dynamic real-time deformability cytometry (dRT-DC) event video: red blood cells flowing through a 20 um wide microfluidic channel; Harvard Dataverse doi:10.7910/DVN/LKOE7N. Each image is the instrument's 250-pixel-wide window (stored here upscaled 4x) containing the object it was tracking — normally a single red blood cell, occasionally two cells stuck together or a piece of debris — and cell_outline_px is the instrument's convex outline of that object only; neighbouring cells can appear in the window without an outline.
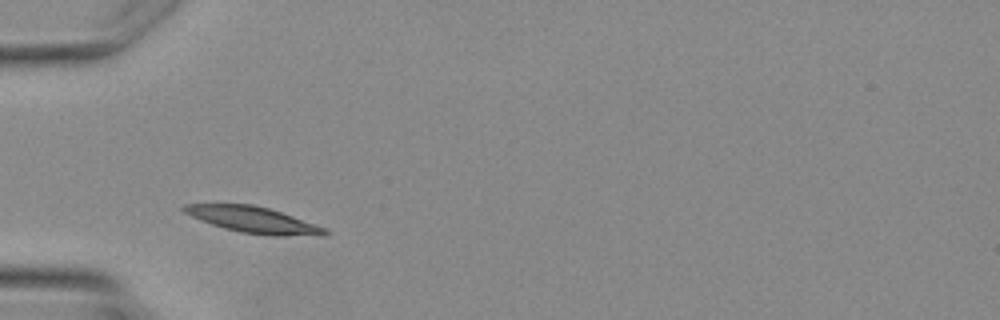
{"species": "Egyptian fruit bat (a non-hibernating species)", "species_latin": "Rousettus aegyptiacus", "temperature_condition": "warm", "stored_images_in_passage": 1, "camera_frame_rate_fps": 3000, "um_per_image_px": 0.085, "animal": {"sex": "female"}, "frame": {"image": 1, "passage_image": 1, "time_ms": 0.0, "image_size_px": [1000, 320], "cell_outline_px": [[332, 232], [328, 236], [272, 236], [240, 232], [224, 228], [212, 224], [192, 216], [184, 212], [180, 208], [184, 204], [252, 204], [268, 208], [328, 228]], "centroid_in_image_um": [21.63, 18.7], "position_along_channel_um": 63.4, "area_um2": 21.62}}